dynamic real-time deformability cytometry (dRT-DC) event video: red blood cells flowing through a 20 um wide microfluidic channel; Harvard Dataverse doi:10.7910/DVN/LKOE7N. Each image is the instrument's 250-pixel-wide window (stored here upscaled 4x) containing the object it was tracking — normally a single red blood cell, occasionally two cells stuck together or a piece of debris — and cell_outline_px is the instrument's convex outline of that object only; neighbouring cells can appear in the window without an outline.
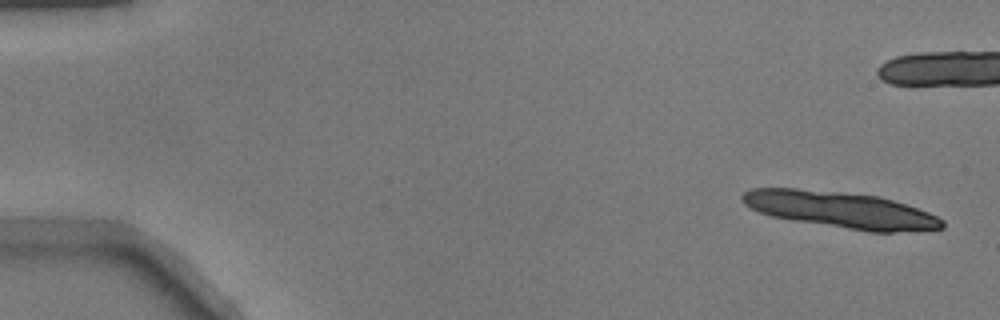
{"species": "common noctule bat (a hibernating species)", "species_latin": "Nyctalus noctula", "temperature_condition": "warm", "stored_images_in_passage": 12, "camera_frame_rate_fps": 3000, "um_per_image_px": 0.085, "animal": {"sex": "male", "body_mass_g": 17.9}, "frame": {"image": 1, "passage_image": 1, "time_ms": 0.0, "image_size_px": [1000, 320], "cell_outline_px": [[944, 228], [892, 232], [868, 232], [772, 216], [760, 212], [744, 204], [740, 200], [740, 196], [744, 192], [752, 188], [796, 188], [840, 192], [880, 196], [928, 212], [944, 220]], "centroid_in_image_um": [71.44, 17.83], "position_along_channel_um": 13.6, "area_um2": 41.91}}